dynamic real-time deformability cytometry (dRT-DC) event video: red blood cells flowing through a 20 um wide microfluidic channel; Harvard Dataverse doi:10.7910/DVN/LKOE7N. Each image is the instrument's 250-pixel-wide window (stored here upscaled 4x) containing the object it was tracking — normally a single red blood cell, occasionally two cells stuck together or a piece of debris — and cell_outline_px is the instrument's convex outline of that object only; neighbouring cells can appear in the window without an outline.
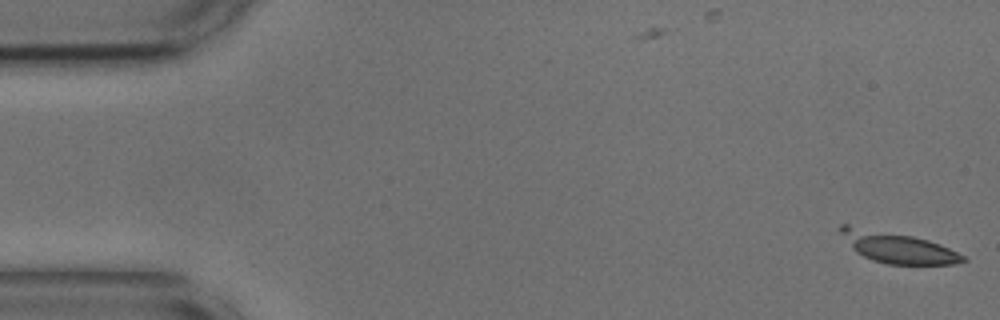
{"species": "common noctule bat (a hibernating species)", "species_latin": "Nyctalus noctula", "temperature_condition": "cold", "stored_images_in_passage": 2, "camera_frame_rate_fps": 3000, "um_per_image_px": 0.085, "animal": {"sex": "male", "body_mass_g": 17.9, "forearm_length_mm": 54.2}, "frame": {"image": 1, "passage_image": 2, "time_ms": 0.333, "image_size_px": [1000, 320], "cell_outline_px": [[968, 260], [952, 264], [888, 264], [872, 260], [856, 252], [852, 248], [836, 228], [840, 224], [848, 224], [912, 236], [928, 240], [940, 244], [964, 256]], "centroid_in_image_um": [76.23, 21.01], "position_along_channel_um": 8.8, "area_um2": 21.85}}